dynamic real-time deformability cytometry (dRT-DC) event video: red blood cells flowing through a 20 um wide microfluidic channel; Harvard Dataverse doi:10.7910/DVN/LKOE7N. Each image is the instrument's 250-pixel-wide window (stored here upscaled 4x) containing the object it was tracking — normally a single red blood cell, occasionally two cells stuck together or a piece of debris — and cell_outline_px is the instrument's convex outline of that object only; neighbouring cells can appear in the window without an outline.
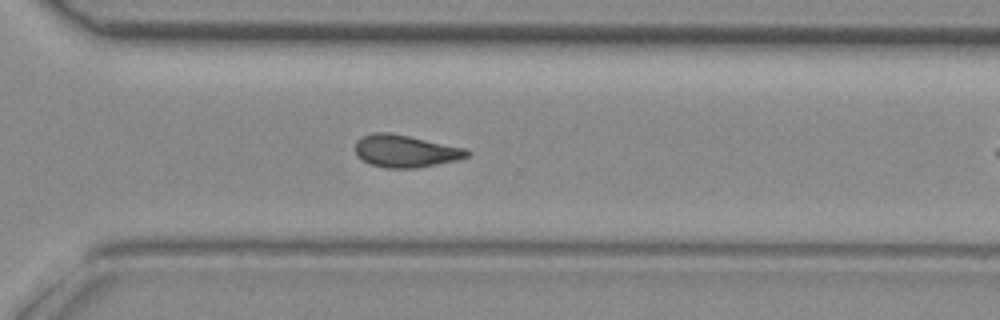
{"species": "common noctule bat (a hibernating species)", "species_latin": "Nyctalus noctula", "temperature_condition": "room temperature", "stored_images_in_passage": 30, "camera_frame_rate_fps": 3000, "um_per_image_px": 0.085, "animal": {"sex": "female", "body_mass_g": 29.2, "forearm_length_mm": 56.3}, "frame": {"image": 1, "passage_image": 26, "time_ms": 8.333, "image_size_px": [1000, 320], "cell_outline_px": [[472, 156], [456, 160], [416, 168], [384, 168], [368, 164], [356, 156], [356, 140], [360, 136], [372, 132], [388, 132], [408, 136], [464, 148], [472, 152]], "centroid_in_image_um": [34.42, 12.85], "position_along_channel_um": 336.2, "area_um2": 21.21}}